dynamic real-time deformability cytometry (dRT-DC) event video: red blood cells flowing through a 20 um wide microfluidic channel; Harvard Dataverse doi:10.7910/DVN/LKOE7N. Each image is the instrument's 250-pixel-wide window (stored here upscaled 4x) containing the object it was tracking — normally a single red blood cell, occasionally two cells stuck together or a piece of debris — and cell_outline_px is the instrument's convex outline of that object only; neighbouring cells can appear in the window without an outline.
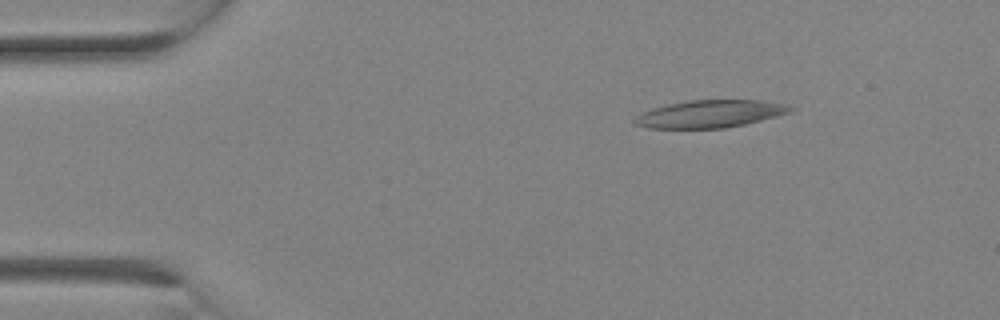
{"species": "Egyptian fruit bat (a non-hibernating species)", "species_latin": "Rousettus aegyptiacus", "temperature_condition": "room temperature", "stored_images_in_passage": 25, "camera_frame_rate_fps": 3000, "um_per_image_px": 0.085, "animal": {"sex": "female"}, "frame": {"image": 1, "passage_image": 4, "time_ms": 1.0, "image_size_px": [1000, 320], "cell_outline_px": [[796, 108], [792, 112], [744, 124], [724, 128], [648, 128], [632, 124], [632, 120], [636, 116], [652, 108], [668, 104], [688, 100], [760, 100], [788, 104]], "centroid_in_image_um": [60.36, 9.67], "position_along_channel_um": 24.6, "area_um2": 25.03}}
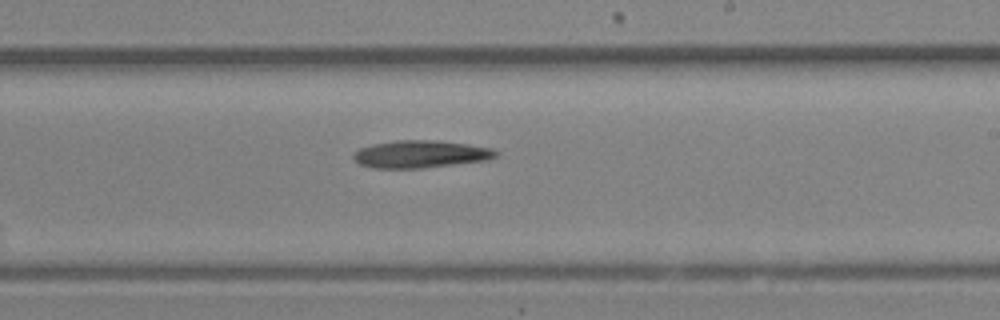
{"frame": {"image": 2, "passage_image": 15, "time_ms": 4.667, "image_size_px": [1000, 320], "cell_outline_px": [[500, 152], [496, 156], [488, 160], [424, 168], [372, 168], [360, 164], [352, 156], [352, 152], [360, 148], [372, 144], [396, 140], [432, 140], [468, 144], [492, 148]], "centroid_in_image_um": [35.75, 13.1], "position_along_channel_um": 253.3, "area_um2": 22.89}}
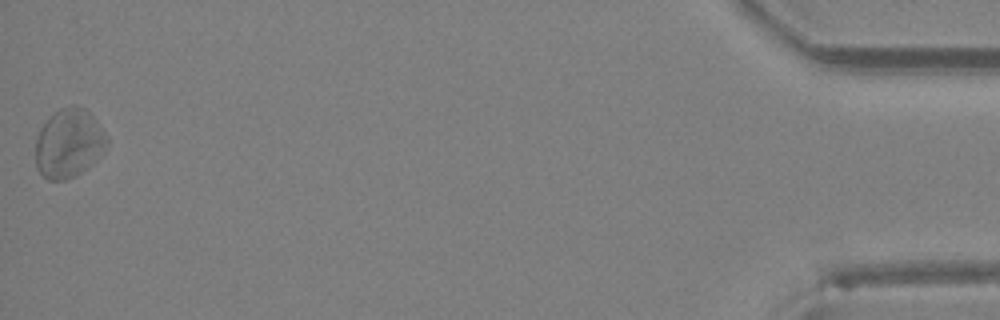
{"frame": {"image": 3, "passage_image": 25, "time_ms": 8.0, "image_size_px": [1000, 320], "cell_outline_px": [[108, 144], [104, 152], [88, 168], [76, 176], [64, 180], [48, 180], [36, 168], [36, 136], [40, 128], [60, 108], [72, 104], [76, 104], [84, 108], [96, 120], [108, 136]], "centroid_in_image_um": [5.87, 12.19], "position_along_channel_um": 429.3, "area_um2": 28.84}}